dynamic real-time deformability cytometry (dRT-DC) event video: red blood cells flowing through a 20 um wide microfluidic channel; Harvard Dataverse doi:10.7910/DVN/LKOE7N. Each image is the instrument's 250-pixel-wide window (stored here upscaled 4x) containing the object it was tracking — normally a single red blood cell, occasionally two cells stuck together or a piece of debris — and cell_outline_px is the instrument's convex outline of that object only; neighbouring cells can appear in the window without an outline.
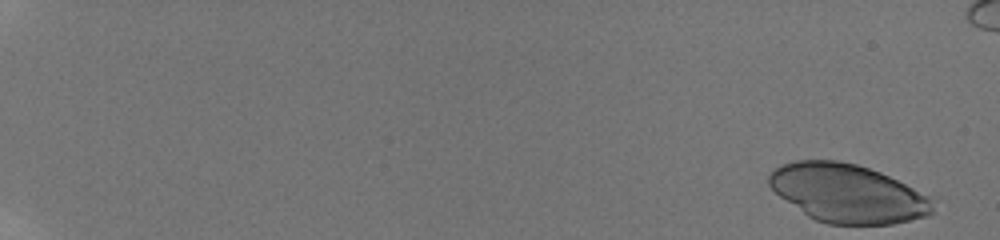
{"species": "human", "species_latin": "Homo sapiens", "temperature_condition": "room temperature", "stored_images_in_passage": 57, "camera_frame_rate_fps": 3000, "um_per_image_px": 0.085, "donor": {"sex": "male"}, "frame": {"image": 1, "passage_image": 1, "time_ms": 0.0, "image_size_px": [1000, 240], "cell_outline_px": [[932, 212], [928, 216], [892, 224], [828, 224], [816, 220], [808, 216], [780, 196], [768, 184], [768, 176], [780, 164], [792, 160], [840, 160], [856, 164], [880, 172], [928, 196], [932, 208]], "centroid_in_image_um": [72.0, 16.42], "position_along_channel_um": 13.0, "area_um2": 55.2}}